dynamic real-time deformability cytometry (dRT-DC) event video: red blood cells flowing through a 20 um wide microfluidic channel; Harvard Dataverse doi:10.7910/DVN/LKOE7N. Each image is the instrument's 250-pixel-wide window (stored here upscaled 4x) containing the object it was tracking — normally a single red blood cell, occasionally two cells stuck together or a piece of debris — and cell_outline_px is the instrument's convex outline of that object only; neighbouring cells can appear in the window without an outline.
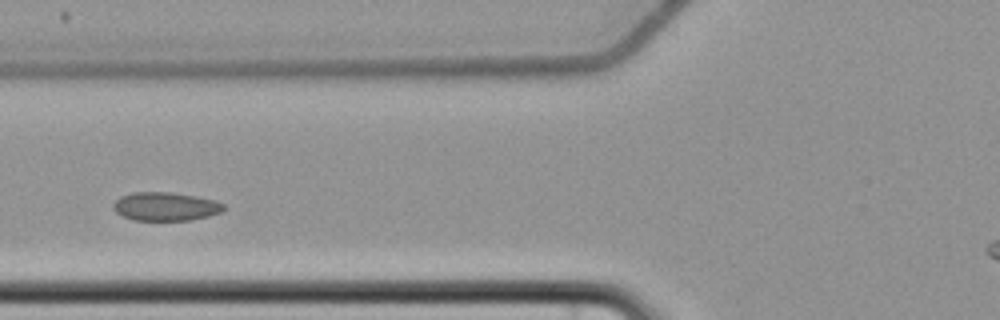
{"species": "common noctule bat (a hibernating species)", "species_latin": "Nyctalus noctula", "temperature_condition": "cold", "stored_images_in_passage": 6, "camera_frame_rate_fps": 3000, "um_per_image_px": 0.085, "animal": {"sex": "female", "body_mass_g": 22.7, "forearm_length_mm": 54.2}, "frame": {"image": 1, "passage_image": 4, "time_ms": 3.667, "image_size_px": [1000, 320], "cell_outline_px": [[224, 208], [220, 212], [208, 216], [192, 220], [132, 220], [116, 212], [112, 208], [112, 204], [120, 196], [132, 192], [168, 192], [196, 196], [216, 200], [224, 204]], "centroid_in_image_um": [14.05, 17.54], "position_along_channel_um": 111.8, "area_um2": 18.38}}
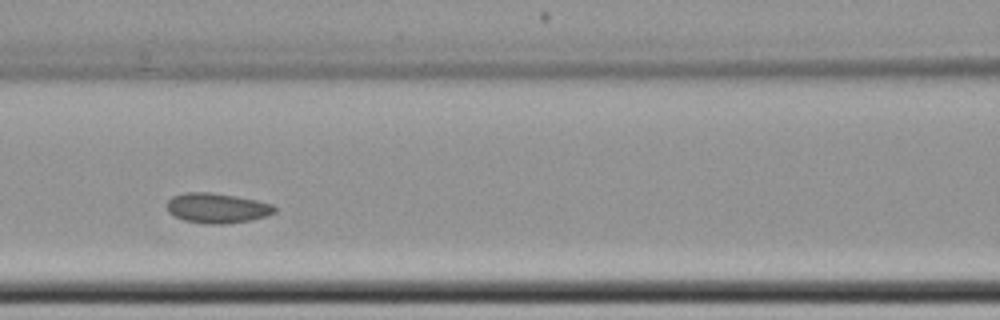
{"frame": {"image": 2, "passage_image": 5, "time_ms": 4.667, "image_size_px": [1000, 320], "cell_outline_px": [[276, 212], [252, 220], [224, 224], [204, 224], [184, 220], [168, 212], [168, 200], [172, 196], [184, 192], [208, 192], [236, 196], [256, 200], [272, 204], [276, 208]], "centroid_in_image_um": [18.45, 17.68], "position_along_channel_um": 148.2, "area_um2": 18.79}}
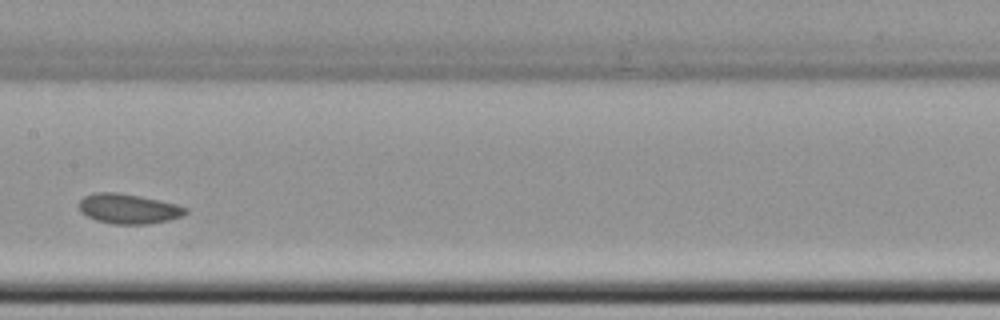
{"frame": {"image": 3, "passage_image": 6, "time_ms": 6.0, "image_size_px": [1000, 320], "cell_outline_px": [[188, 212], [180, 216], [168, 220], [148, 224], [112, 224], [96, 220], [80, 212], [80, 200], [84, 196], [96, 192], [116, 192], [176, 204], [188, 208]], "centroid_in_image_um": [10.9, 17.75], "position_along_channel_um": 196.5, "area_um2": 18.26}}